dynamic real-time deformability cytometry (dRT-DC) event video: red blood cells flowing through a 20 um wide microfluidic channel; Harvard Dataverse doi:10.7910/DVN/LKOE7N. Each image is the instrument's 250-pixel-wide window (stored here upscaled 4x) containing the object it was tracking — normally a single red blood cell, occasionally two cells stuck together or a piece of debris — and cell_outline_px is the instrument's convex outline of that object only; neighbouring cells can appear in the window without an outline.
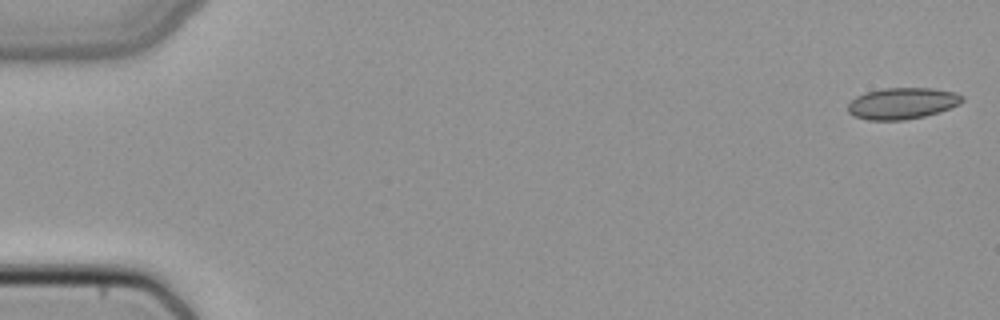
{"species": "common noctule bat (a hibernating species)", "species_latin": "Nyctalus noctula", "temperature_condition": "cold", "stored_images_in_passage": 50, "camera_frame_rate_fps": 3000, "um_per_image_px": 0.085, "animal": {"sex": "female", "body_mass_g": 22.7, "forearm_length_mm": 54.2}, "frame": {"image": 1, "passage_image": 1, "time_ms": 0.0, "image_size_px": [1000, 320], "cell_outline_px": [[964, 100], [960, 104], [940, 112], [924, 116], [904, 120], [868, 120], [852, 116], [848, 112], [848, 104], [856, 96], [868, 92], [884, 88], [932, 88], [956, 92], [964, 96]], "centroid_in_image_um": [76.71, 8.79], "position_along_channel_um": 8.3, "area_um2": 21.04}}
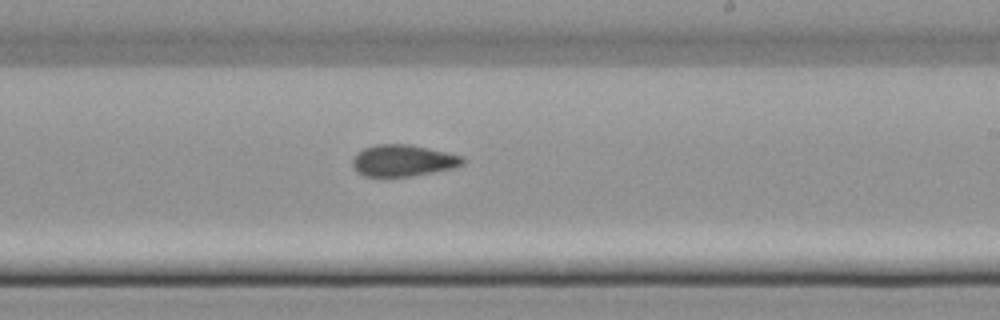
{"frame": {"image": 2, "passage_image": 30, "time_ms": 9.667, "image_size_px": [1000, 320], "cell_outline_px": [[468, 160], [464, 164], [452, 168], [412, 176], [364, 176], [356, 172], [352, 164], [352, 160], [356, 152], [364, 148], [376, 144], [408, 144], [428, 148], [464, 156]], "centroid_in_image_um": [34.26, 13.64], "position_along_channel_um": 254.7, "area_um2": 20.4}}
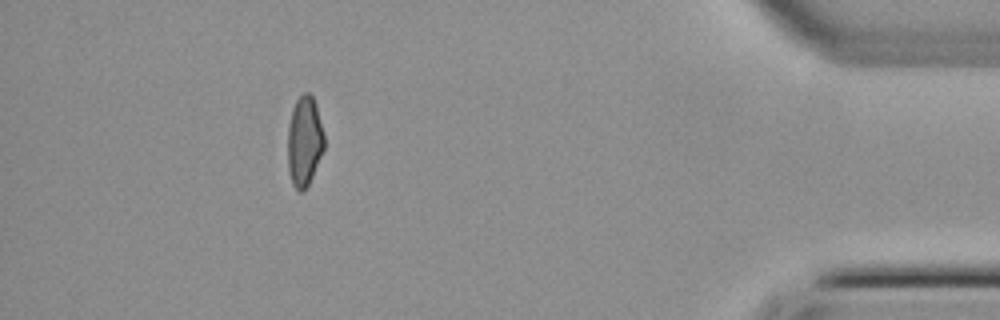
{"frame": {"image": 3, "passage_image": 45, "time_ms": 14.667, "image_size_px": [1000, 320], "cell_outline_px": [[324, 148], [312, 176], [308, 184], [300, 192], [292, 184], [288, 168], [288, 128], [292, 108], [296, 100], [304, 92], [308, 92], [312, 96], [316, 104], [324, 132]], "centroid_in_image_um": [25.87, 11.96], "position_along_channel_um": 409.3, "area_um2": 19.02}}